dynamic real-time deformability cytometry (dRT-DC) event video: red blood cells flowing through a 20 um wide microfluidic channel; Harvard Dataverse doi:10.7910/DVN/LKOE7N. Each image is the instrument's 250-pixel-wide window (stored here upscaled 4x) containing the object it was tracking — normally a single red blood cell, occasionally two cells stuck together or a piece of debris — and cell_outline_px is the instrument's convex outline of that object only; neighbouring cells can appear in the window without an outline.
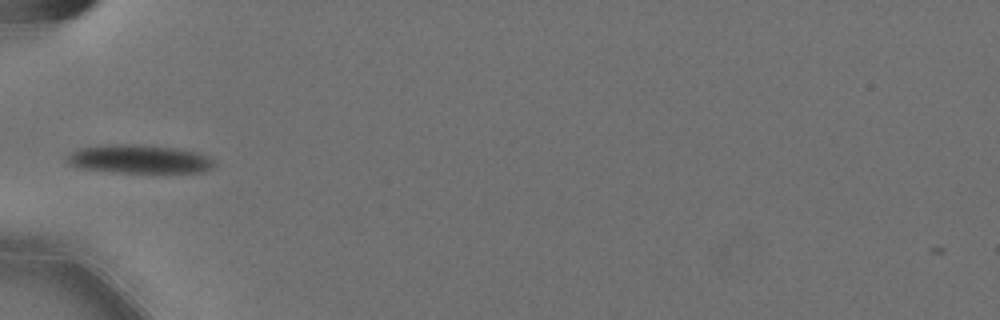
{"species": "Egyptian fruit bat (a non-hibernating species)", "species_latin": "Rousettus aegyptiacus", "temperature_condition": "cold", "stored_images_in_passage": 32, "camera_frame_rate_fps": 3000, "um_per_image_px": 0.085, "animal": {"sex": "female"}, "frame": {"image": 1, "passage_image": 1, "time_ms": 0.0, "image_size_px": [1000, 320], "cell_outline_px": [[216, 164], [212, 168], [204, 172], [112, 172], [76, 168], [68, 164], [64, 160], [64, 156], [80, 148], [112, 144], [136, 144], [176, 148], [200, 152], [208, 156]], "centroid_in_image_um": [11.8, 13.52], "position_along_channel_um": 73.2, "area_um2": 24.8}}
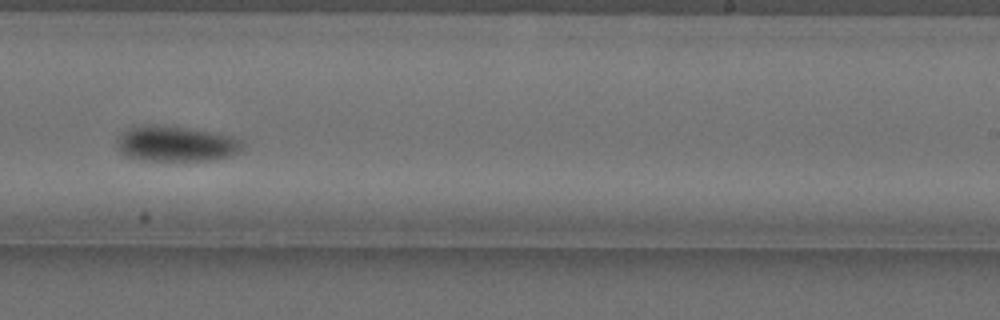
{"frame": {"image": 2, "passage_image": 18, "time_ms": 5.667, "image_size_px": [1000, 320], "cell_outline_px": [[240, 148], [232, 156], [212, 160], [144, 160], [124, 156], [116, 148], [116, 140], [124, 132], [132, 128], [184, 128], [232, 136], [240, 140]], "centroid_in_image_um": [14.95, 12.28], "position_along_channel_um": 274.1, "area_um2": 24.62}}
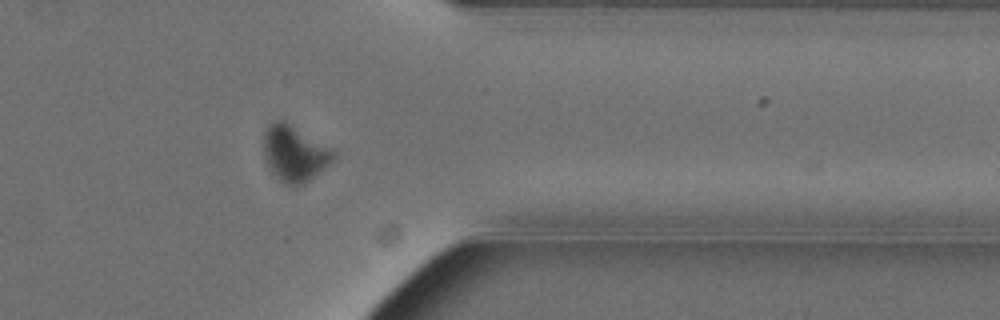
{"frame": {"image": 3, "passage_image": 28, "time_ms": 9.0, "image_size_px": [1000, 320], "cell_outline_px": [[336, 156], [328, 164], [304, 184], [284, 184], [268, 168], [264, 156], [264, 132], [276, 120], [284, 120], [332, 148], [336, 152]], "centroid_in_image_um": [25.03, 13.03], "position_along_channel_um": 386.4, "area_um2": 22.37}, "authors_computed_cell_mechanics": {"area_um2": 24.9985, "velocity_mm_per_s": 3.5618, "shape_relaxation_time_tau1_ms": 3.0993, "shape_relaxation_time_tau2_ms": null, "deformation_change_tau1": 0.1562, "deformation_change_tau2": null}}